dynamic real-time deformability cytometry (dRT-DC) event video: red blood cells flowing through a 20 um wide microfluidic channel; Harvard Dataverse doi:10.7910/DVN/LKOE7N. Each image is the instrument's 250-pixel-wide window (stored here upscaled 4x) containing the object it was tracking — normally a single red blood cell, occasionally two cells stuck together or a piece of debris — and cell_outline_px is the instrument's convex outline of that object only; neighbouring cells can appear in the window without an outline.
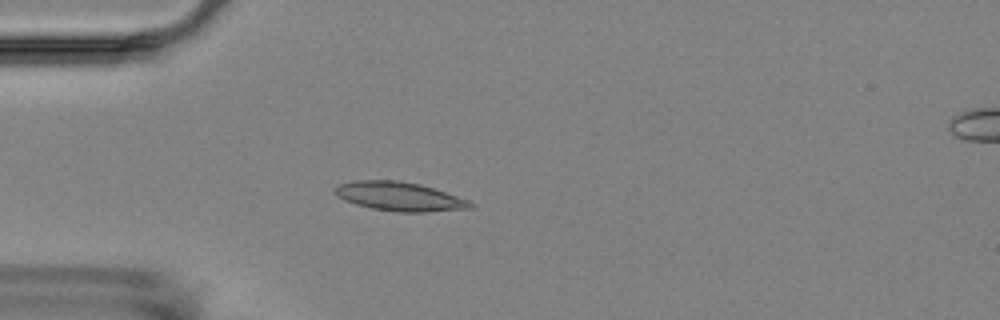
{"species": "Egyptian fruit bat (a non-hibernating species)", "species_latin": "Rousettus aegyptiacus", "temperature_condition": "room temperature", "stored_images_in_passage": 5, "camera_frame_rate_fps": 3000, "um_per_image_px": 0.085, "animal": {"sex": "female"}, "frame": {"image": 1, "passage_image": 4, "time_ms": 3.333, "image_size_px": [1000, 320], "cell_outline_px": [[472, 208], [424, 212], [396, 212], [372, 208], [356, 204], [344, 200], [336, 196], [332, 192], [332, 188], [336, 184], [352, 180], [400, 180], [420, 184], [472, 200]], "centroid_in_image_um": [33.9, 16.68], "position_along_channel_um": 51.1, "area_um2": 23.24}}